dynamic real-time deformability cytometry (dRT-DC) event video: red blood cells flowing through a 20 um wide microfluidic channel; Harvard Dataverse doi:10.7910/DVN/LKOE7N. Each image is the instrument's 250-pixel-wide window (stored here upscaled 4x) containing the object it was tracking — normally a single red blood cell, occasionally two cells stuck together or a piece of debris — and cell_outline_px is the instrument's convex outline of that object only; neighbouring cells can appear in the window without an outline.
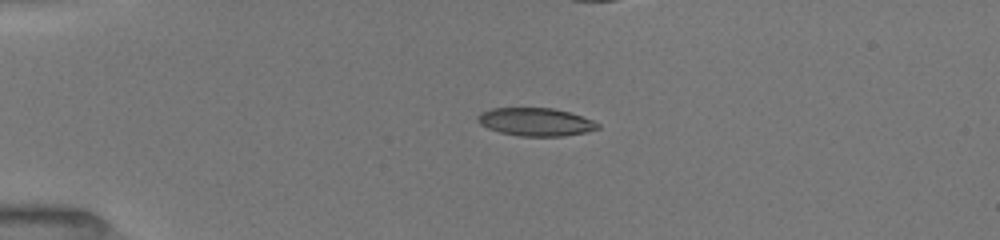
{"species": "common noctule bat (a hibernating species)", "species_latin": "Nyctalus noctula", "temperature_condition": "room temperature", "stored_images_in_passage": 18, "camera_frame_rate_fps": 3000, "um_per_image_px": 0.085, "animal": {"sex": "female", "body_mass_g": 19.5, "forearm_length_mm": 54.1}, "frame": {"image": 1, "passage_image": 6, "time_ms": 3.667, "image_size_px": [1000, 240], "cell_outline_px": [[600, 128], [584, 132], [564, 136], [520, 136], [500, 132], [488, 128], [480, 124], [476, 120], [476, 116], [480, 112], [492, 108], [552, 108], [568, 112], [592, 120], [600, 124]], "centroid_in_image_um": [45.49, 10.36], "position_along_channel_um": 39.5, "area_um2": 19.54}}